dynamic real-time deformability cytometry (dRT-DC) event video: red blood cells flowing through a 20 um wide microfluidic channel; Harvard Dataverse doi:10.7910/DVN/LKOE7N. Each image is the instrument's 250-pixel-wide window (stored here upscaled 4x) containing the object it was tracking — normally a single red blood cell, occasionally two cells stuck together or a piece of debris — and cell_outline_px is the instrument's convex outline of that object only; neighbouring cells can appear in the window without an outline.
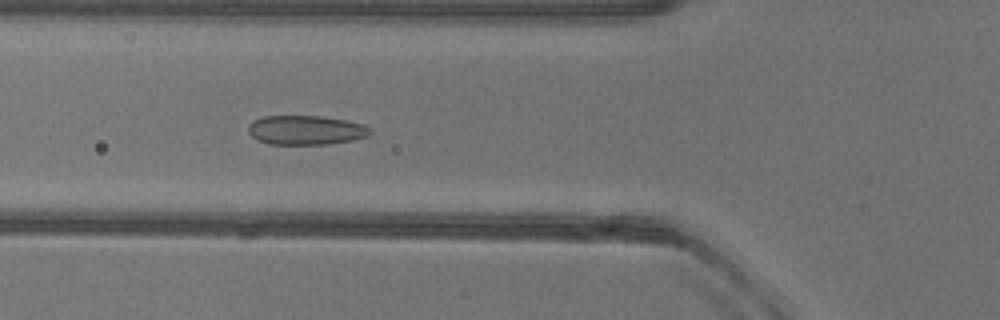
{"species": "common noctule bat (a hibernating species)", "species_latin": "Nyctalus noctula", "temperature_condition": "warm", "stored_images_in_passage": 52, "camera_frame_rate_fps": 3000, "um_per_image_px": 0.085, "animal": {"sex": "female"}, "frame": {"image": 1, "passage_image": 19, "time_ms": 6.0, "image_size_px": [1000, 320], "cell_outline_px": [[372, 132], [368, 136], [352, 140], [328, 144], [268, 144], [256, 140], [248, 132], [248, 124], [252, 120], [264, 116], [320, 116], [344, 120], [360, 124], [372, 128]], "centroid_in_image_um": [25.96, 11.06], "position_along_channel_um": 99.8, "area_um2": 20.87}}
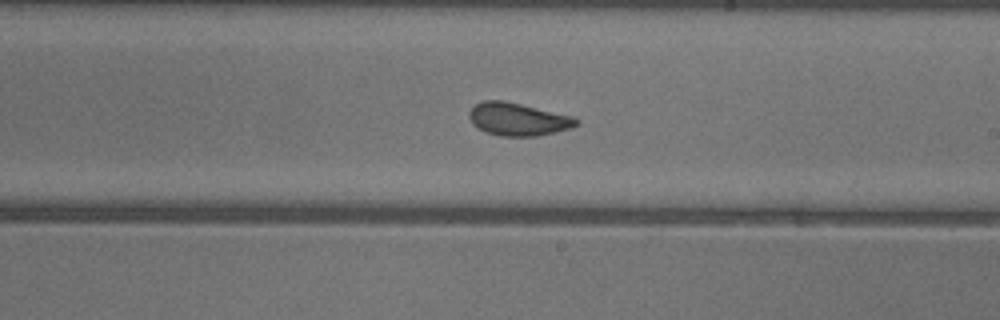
{"frame": {"image": 2, "passage_image": 30, "time_ms": 9.667, "image_size_px": [1000, 320], "cell_outline_px": [[580, 124], [572, 128], [536, 136], [500, 136], [488, 132], [472, 124], [468, 116], [468, 112], [476, 104], [484, 100], [504, 100], [572, 116], [580, 120]], "centroid_in_image_um": [44.04, 10.13], "position_along_channel_um": 245.0, "area_um2": 20.4}}
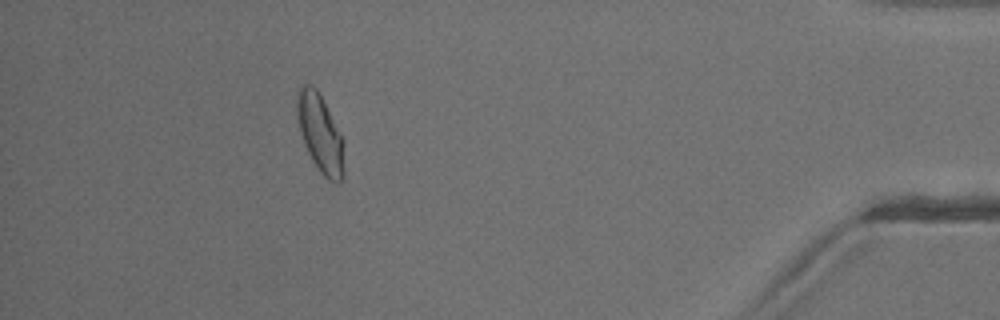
{"frame": {"image": 3, "passage_image": 47, "time_ms": 15.333, "image_size_px": [1000, 320], "cell_outline_px": [[344, 176], [340, 184], [336, 184], [328, 180], [320, 172], [312, 160], [304, 144], [300, 132], [296, 108], [296, 92], [300, 84], [312, 84], [316, 88], [344, 140]], "centroid_in_image_um": [27.22, 11.36], "position_along_channel_um": 408.0, "area_um2": 21.68}, "authors_computed_cell_mechanics": {"area_um2": 21.0103, "velocity_mm_per_s": 3.9479, "shape_relaxation_time_tau1_ms": null, "shape_relaxation_time_tau2_ms": 1.2352, "deformation_change_tau1": null, "deformation_change_tau2": 0.0751}}